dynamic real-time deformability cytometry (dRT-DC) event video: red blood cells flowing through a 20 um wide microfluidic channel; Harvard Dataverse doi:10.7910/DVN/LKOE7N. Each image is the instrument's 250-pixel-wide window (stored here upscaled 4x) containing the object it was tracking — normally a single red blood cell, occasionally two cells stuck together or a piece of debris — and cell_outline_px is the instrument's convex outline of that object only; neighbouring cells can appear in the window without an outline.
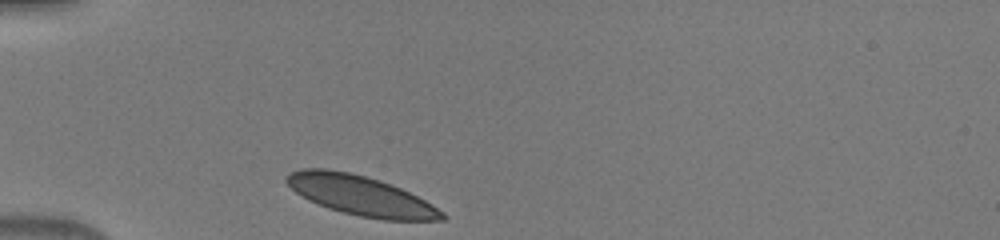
{"species": "human", "species_latin": "Homo sapiens", "temperature_condition": "warm", "stored_images_in_passage": 30, "camera_frame_rate_fps": 3000, "um_per_image_px": 0.085, "donor": {"sex": "male"}, "frame": {"image": 1, "passage_image": 1, "time_ms": 0.0, "image_size_px": [1000, 240], "cell_outline_px": [[448, 216], [444, 220], [384, 220], [360, 216], [328, 208], [308, 200], [296, 192], [284, 180], [284, 176], [288, 172], [300, 168], [324, 168], [348, 172], [380, 180], [400, 188], [432, 204], [444, 212]], "centroid_in_image_um": [30.63, 16.61], "position_along_channel_um": 54.4, "area_um2": 35.89}}
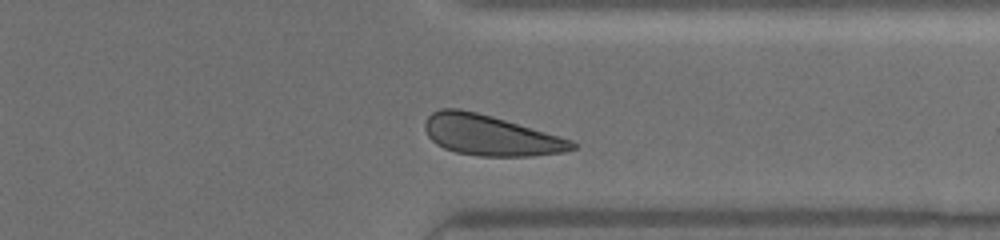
{"frame": {"image": 2, "passage_image": 26, "time_ms": 8.333, "image_size_px": [1000, 240], "cell_outline_px": [[576, 148], [564, 152], [532, 156], [480, 156], [456, 152], [444, 148], [436, 144], [428, 136], [424, 128], [424, 120], [432, 112], [440, 108], [460, 108], [492, 116], [572, 140], [576, 144]], "centroid_in_image_um": [41.64, 11.5], "position_along_channel_um": 369.8, "area_um2": 34.62}}
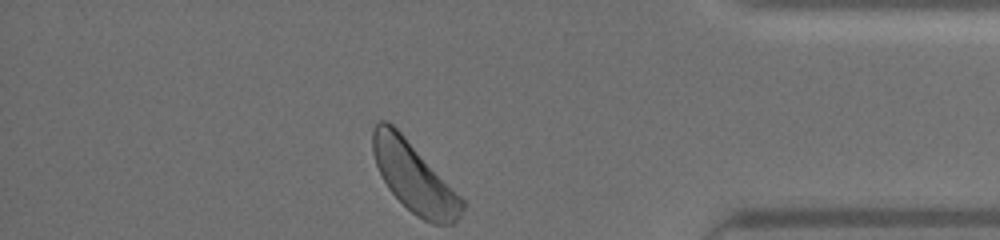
{"frame": {"image": 3, "passage_image": 30, "time_ms": 9.667, "image_size_px": [1000, 240], "cell_outline_px": [[464, 208], [460, 216], [452, 224], [432, 224], [416, 216], [388, 188], [376, 164], [372, 152], [372, 128], [380, 120], [384, 120], [392, 124], [404, 136], [464, 200]], "centroid_in_image_um": [35.18, 15.07], "position_along_channel_um": 400.0, "area_um2": 35.55}}